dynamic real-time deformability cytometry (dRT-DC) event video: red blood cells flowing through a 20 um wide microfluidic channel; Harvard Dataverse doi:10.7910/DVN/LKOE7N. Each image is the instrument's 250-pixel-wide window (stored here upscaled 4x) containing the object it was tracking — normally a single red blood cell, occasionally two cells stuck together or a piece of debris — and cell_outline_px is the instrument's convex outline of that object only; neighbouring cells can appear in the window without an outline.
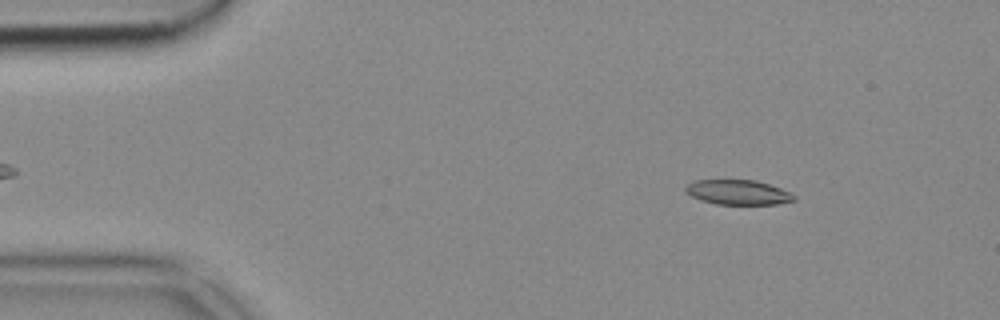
{"species": "common noctule bat (a hibernating species)", "species_latin": "Nyctalus noctula", "temperature_condition": "cold", "stored_images_in_passage": 52, "camera_frame_rate_fps": 3000, "um_per_image_px": 0.085, "animal": {"sex": "female", "body_mass_g": 18.4}, "frame": {"image": 1, "passage_image": 6, "time_ms": 1.667, "image_size_px": [1000, 320], "cell_outline_px": [[796, 200], [776, 204], [716, 204], [700, 200], [684, 192], [684, 188], [688, 184], [696, 180], [756, 180], [792, 192], [796, 196]], "centroid_in_image_um": [62.74, 16.34], "position_along_channel_um": 22.3, "area_um2": 15.72}}
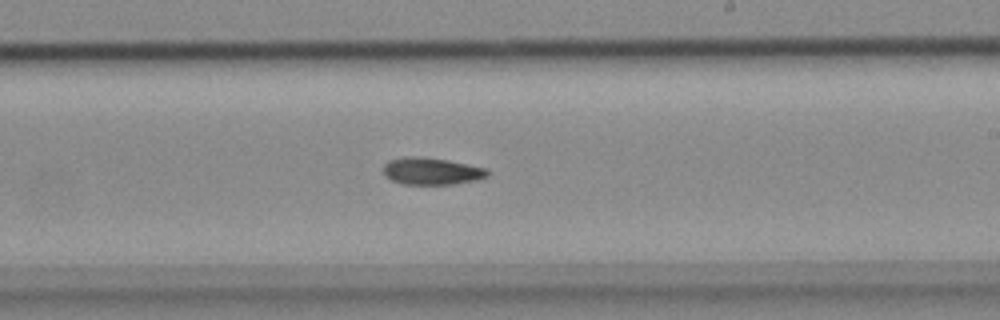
{"frame": {"image": 2, "passage_image": 30, "time_ms": 9.667, "image_size_px": [1000, 320], "cell_outline_px": [[488, 176], [476, 180], [452, 184], [404, 184], [392, 180], [384, 176], [384, 164], [388, 160], [408, 156], [420, 156], [448, 160], [484, 168], [488, 172]], "centroid_in_image_um": [36.64, 14.54], "position_along_channel_um": 252.4, "area_um2": 16.3}}
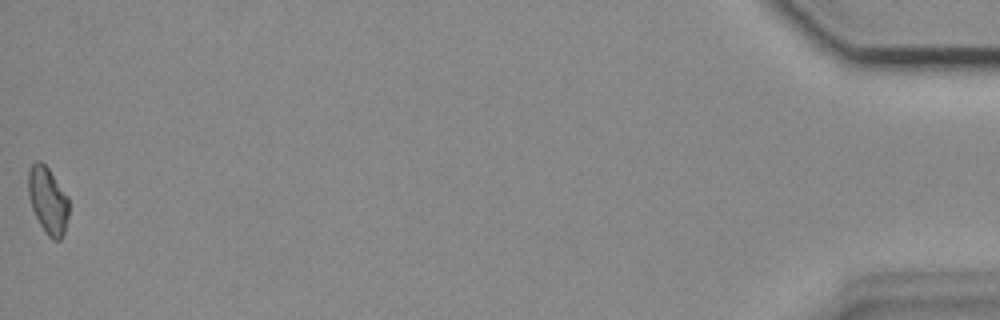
{"frame": {"image": 3, "passage_image": 52, "time_ms": 17.0, "image_size_px": [1000, 320], "cell_outline_px": [[68, 216], [64, 232], [60, 240], [52, 240], [44, 232], [32, 208], [28, 196], [28, 172], [32, 164], [36, 160], [40, 160], [48, 168], [68, 196]], "centroid_in_image_um": [4.06, 17.03], "position_along_channel_um": 431.1, "area_um2": 15.78}}